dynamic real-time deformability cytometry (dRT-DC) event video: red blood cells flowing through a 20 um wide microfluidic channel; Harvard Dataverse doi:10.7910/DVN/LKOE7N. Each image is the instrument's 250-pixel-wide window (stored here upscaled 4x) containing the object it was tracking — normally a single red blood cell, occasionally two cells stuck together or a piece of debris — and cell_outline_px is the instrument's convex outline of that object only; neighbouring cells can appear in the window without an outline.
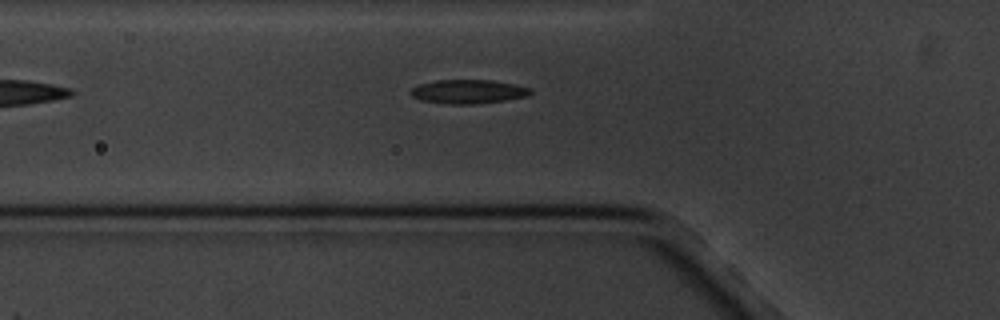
{"species": "common noctule bat (a hibernating species)", "species_latin": "Nyctalus noctula", "temperature_condition": "cold", "stored_images_in_passage": 6, "camera_frame_rate_fps": 3000, "um_per_image_px": 0.085, "animal": {"sex": "male", "body_mass_g": 20.1, "forearm_length_mm": 53.5}, "frame": {"image": 1, "passage_image": 6, "time_ms": 6.667, "image_size_px": [1000, 320], "cell_outline_px": [[532, 92], [528, 96], [504, 100], [476, 104], [444, 104], [420, 100], [412, 96], [408, 92], [412, 88], [420, 84], [436, 80], [492, 80], [516, 84], [532, 88]], "centroid_in_image_um": [39.8, 7.79], "position_along_channel_um": 86.0, "area_um2": 16.88}}